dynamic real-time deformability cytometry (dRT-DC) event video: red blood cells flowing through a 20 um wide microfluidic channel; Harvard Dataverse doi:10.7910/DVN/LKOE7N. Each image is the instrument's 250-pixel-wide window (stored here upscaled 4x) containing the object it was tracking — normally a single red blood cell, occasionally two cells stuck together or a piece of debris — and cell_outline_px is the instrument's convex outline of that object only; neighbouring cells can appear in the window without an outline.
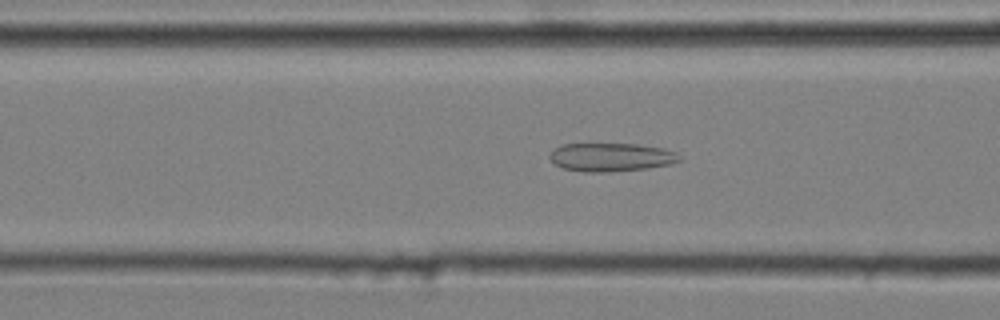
{"species": "common noctule bat (a hibernating species)", "species_latin": "Nyctalus noctula", "temperature_condition": "cold", "stored_images_in_passage": 53, "camera_frame_rate_fps": 3000, "um_per_image_px": 0.085, "animal": {"sex": "male", "body_mass_g": 20.4}, "frame": {"image": 1, "passage_image": 21, "time_ms": 6.667, "image_size_px": [1000, 320], "cell_outline_px": [[680, 160], [672, 164], [648, 168], [608, 172], [584, 172], [564, 168], [556, 164], [548, 156], [560, 144], [636, 144], [664, 148], [676, 152], [680, 156]], "centroid_in_image_um": [51.97, 13.36], "position_along_channel_um": 114.6, "area_um2": 21.44}}
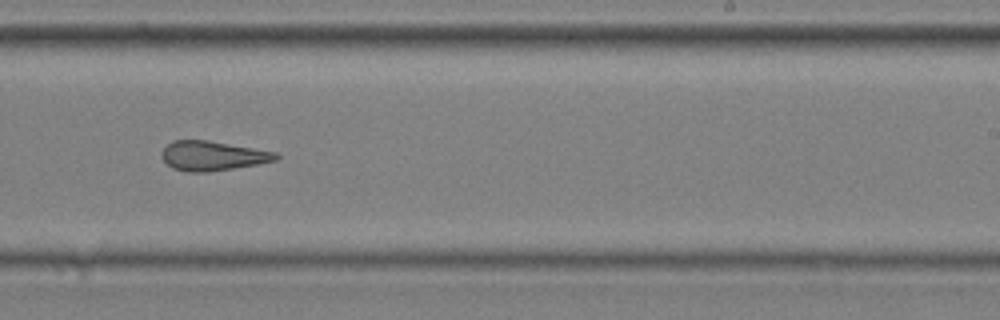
{"frame": {"image": 2, "passage_image": 34, "time_ms": 11.0, "image_size_px": [1000, 320], "cell_outline_px": [[280, 156], [276, 160], [256, 164], [208, 172], [188, 172], [172, 168], [160, 156], [160, 152], [172, 140], [208, 140], [276, 152]], "centroid_in_image_um": [18.03, 13.24], "position_along_channel_um": 271.0, "area_um2": 19.54}}
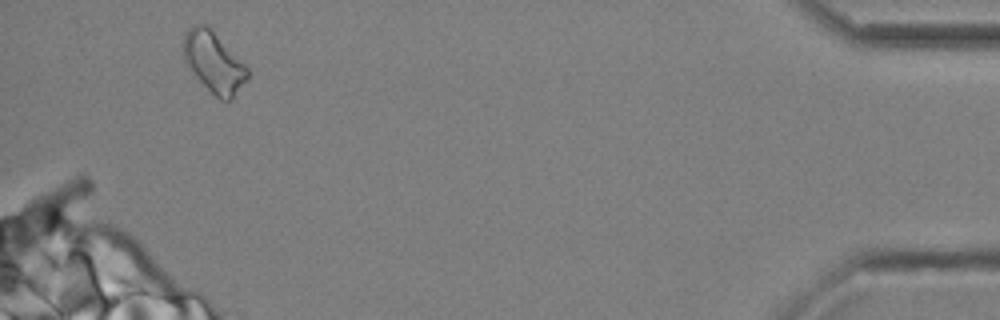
{"frame": {"image": 3, "passage_image": 51, "time_ms": 16.667, "image_size_px": [1000, 320], "cell_outline_px": [[248, 80], [232, 100], [220, 100], [188, 68], [184, 60], [180, 44], [184, 32], [192, 24], [208, 24], [248, 68]], "centroid_in_image_um": [18.14, 5.24], "position_along_channel_um": 417.1, "area_um2": 23.06}, "authors_computed_cell_mechanics": {"area_um2": 21.4438, "velocity_mm_per_s": 3.6163, "shape_relaxation_time_tau1_ms": null, "shape_relaxation_time_tau2_ms": 2.7224, "deformation_change_tau1": null, "deformation_change_tau2": 0.1259}}